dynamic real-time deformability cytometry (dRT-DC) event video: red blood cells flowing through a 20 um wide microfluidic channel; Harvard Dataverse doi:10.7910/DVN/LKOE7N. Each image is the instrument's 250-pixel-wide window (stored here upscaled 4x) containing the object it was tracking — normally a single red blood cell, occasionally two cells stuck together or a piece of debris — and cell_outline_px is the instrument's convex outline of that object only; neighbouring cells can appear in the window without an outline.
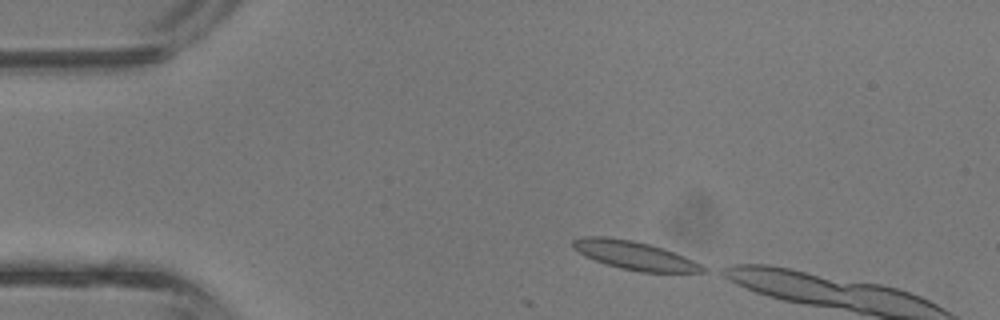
{"species": "common noctule bat (a hibernating species)", "species_latin": "Nyctalus noctula", "temperature_condition": "room temperature", "stored_images_in_passage": 4, "camera_frame_rate_fps": 3000, "um_per_image_px": 0.085, "animal": {"sex": "male", "body_mass_g": 13.3}, "frame": {"image": 1, "passage_image": 1, "time_ms": 0.0, "image_size_px": [1000, 320], "cell_outline_px": [[708, 272], [640, 272], [620, 268], [584, 256], [572, 248], [572, 240], [580, 236], [608, 236], [632, 240], [664, 248], [684, 256], [708, 268]], "centroid_in_image_um": [53.91, 21.69], "position_along_channel_um": 31.1, "area_um2": 21.62}}